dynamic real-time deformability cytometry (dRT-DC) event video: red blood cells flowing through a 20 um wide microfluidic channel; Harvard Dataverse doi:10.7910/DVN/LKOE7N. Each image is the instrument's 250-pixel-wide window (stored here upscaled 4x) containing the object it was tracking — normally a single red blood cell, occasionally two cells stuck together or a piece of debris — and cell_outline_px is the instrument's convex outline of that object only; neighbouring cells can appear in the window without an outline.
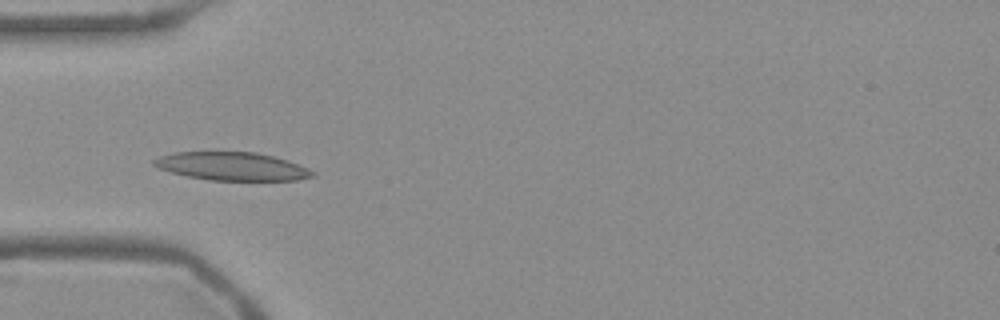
{"species": "Egyptian fruit bat (a non-hibernating species)", "species_latin": "Rousettus aegyptiacus", "temperature_condition": "warm", "stored_images_in_passage": 40, "camera_frame_rate_fps": 3000, "um_per_image_px": 0.085, "frame": {"image": 1, "passage_image": 3, "time_ms": 0.667, "image_size_px": [1000, 320], "cell_outline_px": [[316, 176], [296, 180], [212, 180], [188, 176], [156, 168], [152, 164], [152, 160], [160, 156], [176, 152], [256, 152], [288, 160], [308, 168], [316, 172]], "centroid_in_image_um": [19.73, 14.13], "position_along_channel_um": 65.3, "area_um2": 26.01}}
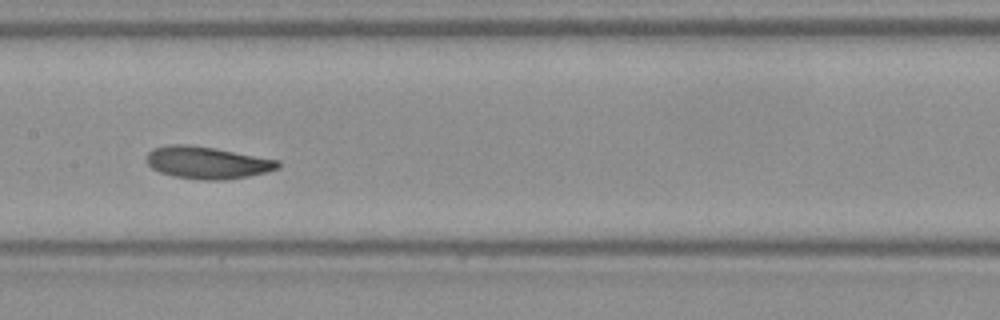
{"frame": {"image": 2, "passage_image": 13, "time_ms": 4.0, "image_size_px": [1000, 320], "cell_outline_px": [[280, 168], [268, 172], [248, 176], [220, 180], [204, 180], [172, 176], [160, 172], [152, 168], [144, 160], [148, 152], [152, 148], [168, 144], [188, 144], [216, 148], [280, 160]], "centroid_in_image_um": [17.6, 13.81], "position_along_channel_um": 189.8, "area_um2": 24.97}}
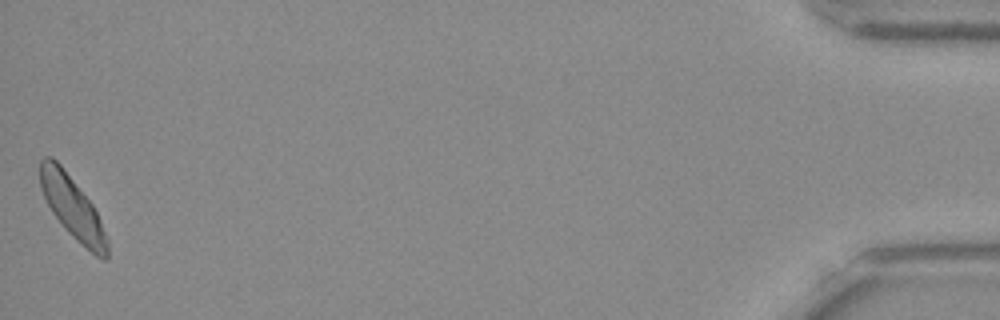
{"frame": {"image": 3, "passage_image": 40, "time_ms": 13.0, "image_size_px": [1000, 320], "cell_outline_px": [[108, 260], [104, 260], [96, 256], [72, 236], [64, 228], [52, 212], [40, 188], [40, 160], [44, 156], [52, 156], [60, 164], [92, 204], [100, 220], [108, 240]], "centroid_in_image_um": [6.15, 17.64], "position_along_channel_um": 429.0, "area_um2": 23.99}, "authors_computed_cell_mechanics": {"area_um2": 24.0737, "velocity_mm_per_s": 3.729, "shape_relaxation_time_tau1_ms": null, "shape_relaxation_time_tau2_ms": 4.7172, "deformation_change_tau1": null, "deformation_change_tau2": 0.1128}}